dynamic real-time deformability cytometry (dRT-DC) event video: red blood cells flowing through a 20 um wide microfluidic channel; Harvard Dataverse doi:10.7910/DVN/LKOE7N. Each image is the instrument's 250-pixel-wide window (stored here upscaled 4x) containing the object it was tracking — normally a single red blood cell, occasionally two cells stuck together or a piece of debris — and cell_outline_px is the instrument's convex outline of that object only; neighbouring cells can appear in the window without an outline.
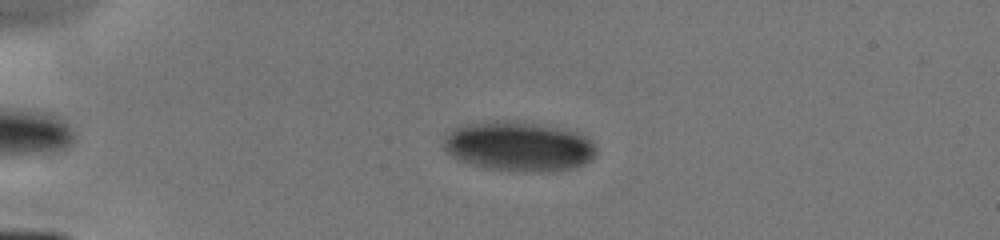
{"species": "human", "species_latin": "Homo sapiens", "temperature_condition": "cold", "stored_images_in_passage": 4, "camera_frame_rate_fps": 3000, "um_per_image_px": 0.085, "donor": {"sex": "male"}, "frame": {"image": 1, "passage_image": 1, "time_ms": 0.0, "image_size_px": [1000, 240], "cell_outline_px": [[596, 156], [592, 160], [584, 164], [572, 168], [536, 172], [484, 168], [460, 160], [452, 156], [444, 148], [444, 136], [452, 128], [464, 124], [492, 120], [504, 120], [548, 124], [564, 128], [588, 136], [596, 148]], "centroid_in_image_um": [44.11, 12.41], "position_along_channel_um": 40.9, "area_um2": 44.68}}
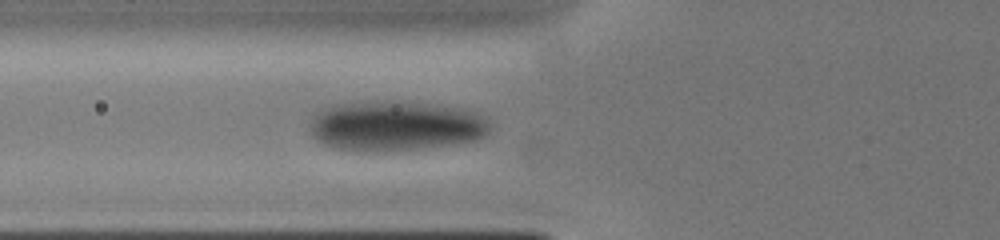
{"frame": {"image": 2, "passage_image": 4, "time_ms": 2.333, "image_size_px": [1000, 240], "cell_outline_px": [[488, 132], [484, 136], [476, 140], [456, 144], [416, 148], [360, 152], [332, 148], [316, 140], [312, 136], [312, 116], [316, 112], [336, 104], [436, 104], [464, 108], [488, 116]], "centroid_in_image_um": [33.67, 10.74], "position_along_channel_um": 92.1, "area_um2": 51.33}}